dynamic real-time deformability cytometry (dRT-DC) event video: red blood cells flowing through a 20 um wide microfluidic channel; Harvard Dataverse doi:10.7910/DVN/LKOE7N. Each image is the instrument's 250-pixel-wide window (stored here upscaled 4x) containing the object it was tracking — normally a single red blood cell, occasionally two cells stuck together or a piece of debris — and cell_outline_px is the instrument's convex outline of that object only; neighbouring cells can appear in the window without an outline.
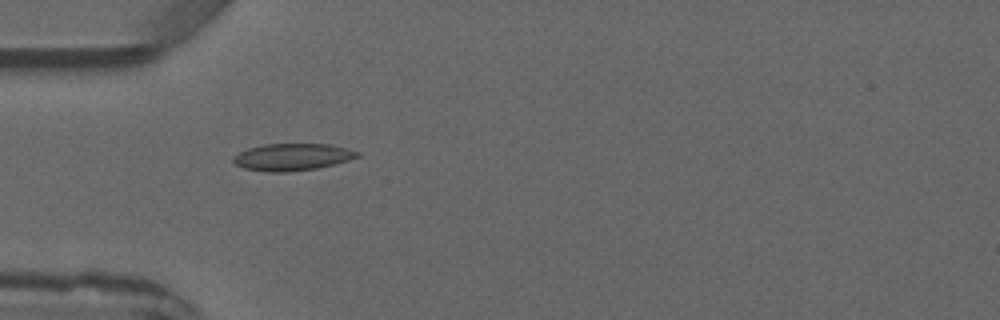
{"species": "common noctule bat (a hibernating species)", "species_latin": "Nyctalus noctula", "temperature_condition": "warm", "stored_images_in_passage": 2, "camera_frame_rate_fps": 3000, "um_per_image_px": 0.085, "animal": {"sex": "male", "forearm_length_mm": 52.5}, "frame": {"image": 1, "passage_image": 1, "time_ms": 0.0, "image_size_px": [1000, 320], "cell_outline_px": [[360, 156], [348, 160], [316, 168], [284, 172], [268, 172], [244, 168], [236, 164], [232, 160], [232, 156], [248, 148], [264, 144], [328, 144], [360, 152]], "centroid_in_image_um": [24.81, 13.34], "position_along_channel_um": 60.2, "area_um2": 19.31}}
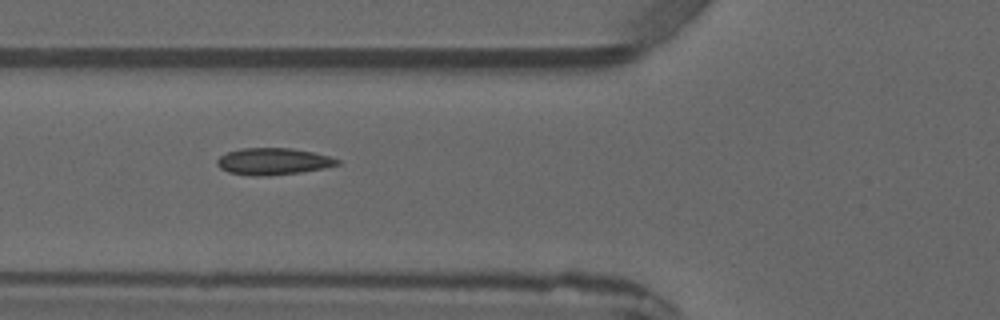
{"frame": {"image": 2, "passage_image": 2, "time_ms": 1.0, "image_size_px": [1000, 320], "cell_outline_px": [[340, 164], [324, 168], [300, 172], [264, 176], [252, 176], [228, 172], [220, 168], [216, 164], [216, 160], [220, 156], [228, 152], [240, 148], [292, 148], [312, 152], [328, 156], [340, 160]], "centroid_in_image_um": [23.19, 13.72], "position_along_channel_um": 102.6, "area_um2": 18.73}}